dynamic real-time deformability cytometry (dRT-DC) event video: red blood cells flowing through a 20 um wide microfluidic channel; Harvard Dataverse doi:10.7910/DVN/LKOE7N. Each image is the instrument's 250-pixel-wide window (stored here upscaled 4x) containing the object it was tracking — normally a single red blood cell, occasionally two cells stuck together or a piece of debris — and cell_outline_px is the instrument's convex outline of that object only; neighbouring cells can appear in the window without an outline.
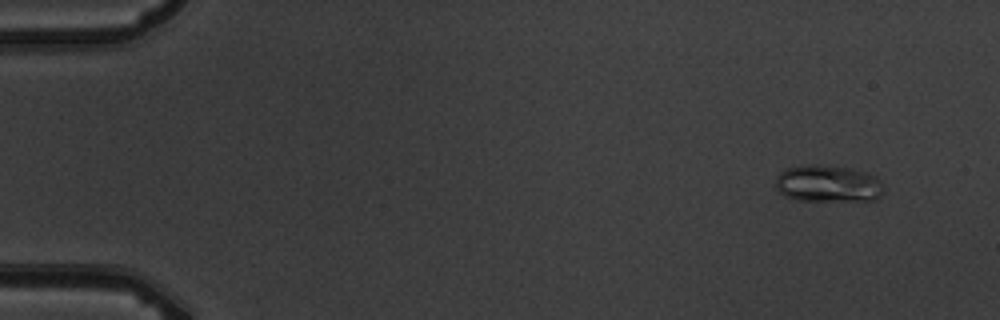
{"species": "common noctule bat (a hibernating species)", "species_latin": "Nyctalus noctula", "temperature_condition": "warm", "stored_images_in_passage": 5, "camera_frame_rate_fps": 3000, "um_per_image_px": 0.085, "animal": {"sex": "male", "body_mass_g": 19.5, "forearm_length_mm": 54.6}, "frame": {"image": 1, "passage_image": 1, "time_ms": 0.0, "image_size_px": [1000, 320], "cell_outline_px": [[884, 192], [876, 200], [796, 200], [784, 196], [776, 188], [776, 176], [784, 168], [848, 168], [868, 172], [876, 176], [880, 180]], "centroid_in_image_um": [70.42, 15.67], "position_along_channel_um": 14.6, "area_um2": 22.43}}